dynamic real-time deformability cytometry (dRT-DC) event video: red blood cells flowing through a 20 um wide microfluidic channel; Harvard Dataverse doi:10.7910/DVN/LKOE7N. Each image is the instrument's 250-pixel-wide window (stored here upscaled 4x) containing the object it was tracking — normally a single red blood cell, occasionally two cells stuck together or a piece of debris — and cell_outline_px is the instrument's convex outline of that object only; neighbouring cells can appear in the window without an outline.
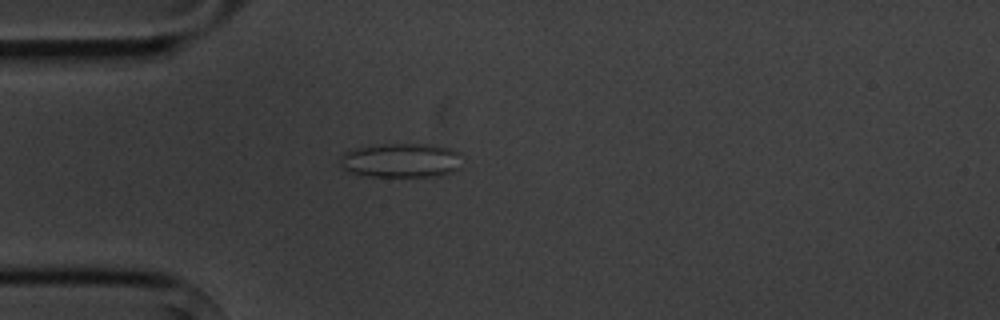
{"species": "common noctule bat (a hibernating species)", "species_latin": "Nyctalus noctula", "temperature_condition": "cold", "stored_images_in_passage": 2, "camera_frame_rate_fps": 3000, "um_per_image_px": 0.085, "animal": {"sex": "male", "body_mass_g": 20.1, "forearm_length_mm": 53.5}, "frame": {"image": 1, "passage_image": 1, "time_ms": 0.0, "image_size_px": [1000, 320], "cell_outline_px": [[460, 168], [440, 176], [372, 176], [344, 172], [340, 168], [340, 156], [344, 152], [356, 148], [388, 144], [436, 144], [448, 148], [456, 152]], "centroid_in_image_um": [34.01, 13.64], "position_along_channel_um": 51.0, "area_um2": 24.33}}